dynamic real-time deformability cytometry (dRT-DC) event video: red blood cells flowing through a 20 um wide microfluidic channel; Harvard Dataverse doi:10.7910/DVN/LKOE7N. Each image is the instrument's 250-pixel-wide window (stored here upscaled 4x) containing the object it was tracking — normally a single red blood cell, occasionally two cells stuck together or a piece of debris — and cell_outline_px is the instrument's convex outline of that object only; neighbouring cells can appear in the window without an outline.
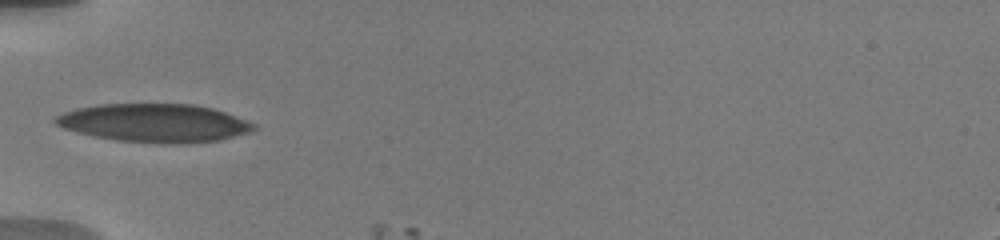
{"species": "human", "species_latin": "Homo sapiens", "temperature_condition": "warm", "stored_images_in_passage": 3, "camera_frame_rate_fps": 3000, "um_per_image_px": 0.085, "donor": {"sex": "male"}, "frame": {"image": 1, "passage_image": 1, "time_ms": 0.0, "image_size_px": [1000, 240], "cell_outline_px": [[256, 128], [252, 132], [220, 140], [172, 144], [116, 140], [96, 136], [64, 128], [56, 124], [52, 120], [56, 116], [64, 112], [76, 108], [100, 104], [192, 104], [212, 108], [224, 112], [256, 124]], "centroid_in_image_um": [13.14, 10.45], "position_along_channel_um": 71.9, "area_um2": 43.99}}